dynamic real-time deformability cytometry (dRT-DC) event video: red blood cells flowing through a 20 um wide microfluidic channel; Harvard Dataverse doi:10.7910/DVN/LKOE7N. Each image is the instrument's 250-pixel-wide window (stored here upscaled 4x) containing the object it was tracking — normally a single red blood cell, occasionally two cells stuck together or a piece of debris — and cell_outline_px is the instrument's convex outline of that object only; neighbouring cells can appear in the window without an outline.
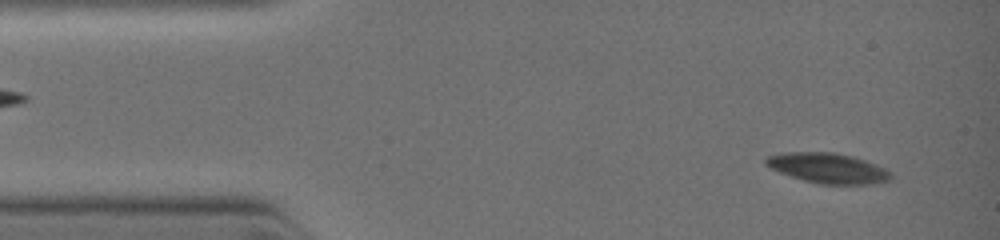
{"species": "common noctule bat (a hibernating species)", "species_latin": "Nyctalus noctula", "temperature_condition": "warm", "stored_images_in_passage": 3, "segment_of_instrument_passage": [2, 2], "camera_frame_rate_fps": 3000, "um_per_image_px": 0.085, "animal": {"sex": "female", "body_mass_g": 19.0, "forearm_length_mm": 51.5}, "frame": {"image": 1, "passage_image": 3, "time_ms": 1.667, "image_size_px": [1000, 240], "cell_outline_px": [[892, 180], [868, 184], [820, 184], [804, 180], [780, 172], [764, 164], [764, 160], [768, 156], [784, 152], [832, 152], [852, 156], [864, 160], [884, 168], [892, 172]], "centroid_in_image_um": [70.38, 14.29], "position_along_channel_um": 14.6, "area_um2": 21.79}}